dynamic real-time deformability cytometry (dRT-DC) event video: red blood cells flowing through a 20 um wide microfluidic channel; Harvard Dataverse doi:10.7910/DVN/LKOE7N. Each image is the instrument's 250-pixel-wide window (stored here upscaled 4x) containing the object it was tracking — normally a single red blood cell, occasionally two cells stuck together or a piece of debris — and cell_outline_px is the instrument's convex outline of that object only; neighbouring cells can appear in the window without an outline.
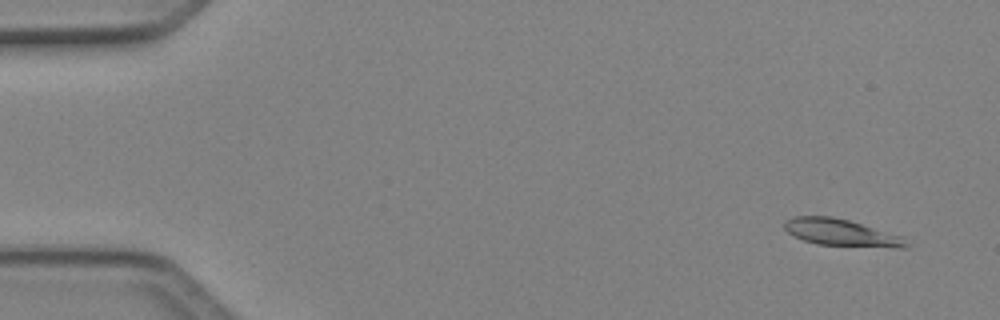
{"species": "Egyptian fruit bat (a non-hibernating species)", "species_latin": "Rousettus aegyptiacus", "temperature_condition": "cold", "stored_images_in_passage": 4, "camera_frame_rate_fps": 3000, "um_per_image_px": 0.085, "animal": {"sex": "female"}, "frame": {"image": 1, "passage_image": 1, "time_ms": 0.0, "image_size_px": [1000, 320], "cell_outline_px": [[908, 248], [896, 248], [816, 244], [804, 240], [788, 232], [784, 228], [784, 220], [792, 216], [832, 216], [848, 220], [904, 236], [908, 244]], "centroid_in_image_um": [71.53, 19.77], "position_along_channel_um": 13.5, "area_um2": 19.19}}
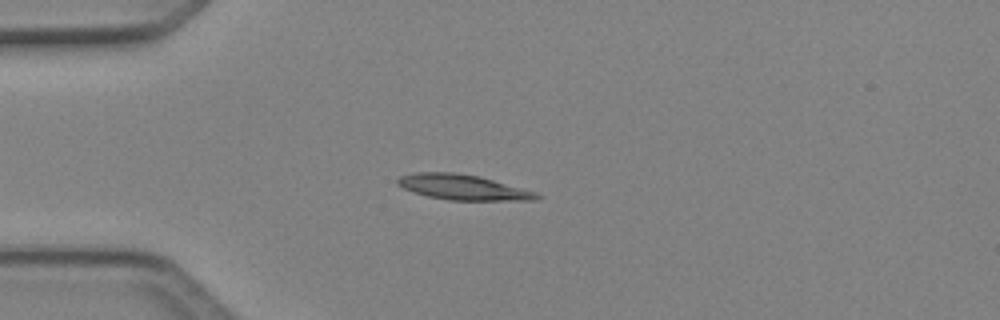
{"frame": {"image": 2, "passage_image": 3, "time_ms": 0.667, "image_size_px": [1000, 320], "cell_outline_px": [[544, 196], [536, 200], [448, 200], [428, 196], [412, 192], [396, 184], [396, 180], [400, 176], [412, 172], [456, 172], [480, 176], [536, 192]], "centroid_in_image_um": [39.33, 15.91], "position_along_channel_um": 45.7, "area_um2": 20.63}}